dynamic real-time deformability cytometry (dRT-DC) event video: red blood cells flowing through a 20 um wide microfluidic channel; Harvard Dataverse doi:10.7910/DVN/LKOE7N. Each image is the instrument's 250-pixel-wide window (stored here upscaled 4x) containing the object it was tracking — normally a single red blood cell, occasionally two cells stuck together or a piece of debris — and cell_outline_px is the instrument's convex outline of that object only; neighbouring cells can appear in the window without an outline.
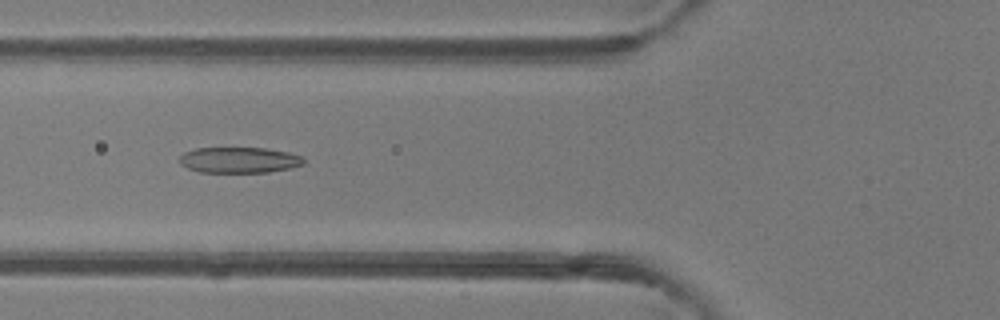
{"species": "common noctule bat (a hibernating species)", "species_latin": "Nyctalus noctula", "temperature_condition": "room temperature", "stored_images_in_passage": 36, "camera_frame_rate_fps": 3000, "um_per_image_px": 0.085, "animal": {"sex": "female"}, "frame": {"image": 1, "passage_image": 9, "time_ms": 2.667, "image_size_px": [1000, 320], "cell_outline_px": [[304, 164], [292, 168], [268, 172], [200, 172], [188, 168], [180, 164], [180, 156], [184, 152], [196, 148], [264, 148], [288, 152], [304, 156]], "centroid_in_image_um": [20.36, 13.6], "position_along_channel_um": 105.4, "area_um2": 18.73}}
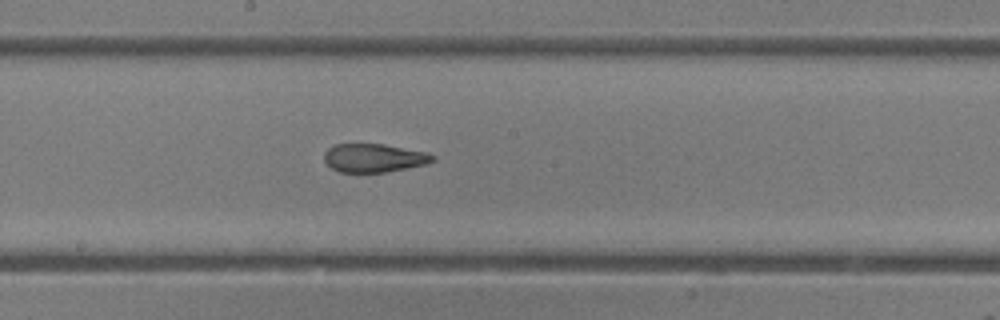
{"frame": {"image": 2, "passage_image": 17, "time_ms": 5.333, "image_size_px": [1000, 320], "cell_outline_px": [[436, 160], [428, 164], [384, 172], [340, 172], [332, 168], [324, 160], [324, 152], [328, 148], [336, 144], [384, 144], [428, 152], [436, 156]], "centroid_in_image_um": [31.83, 13.42], "position_along_channel_um": 216.4, "area_um2": 18.09}}
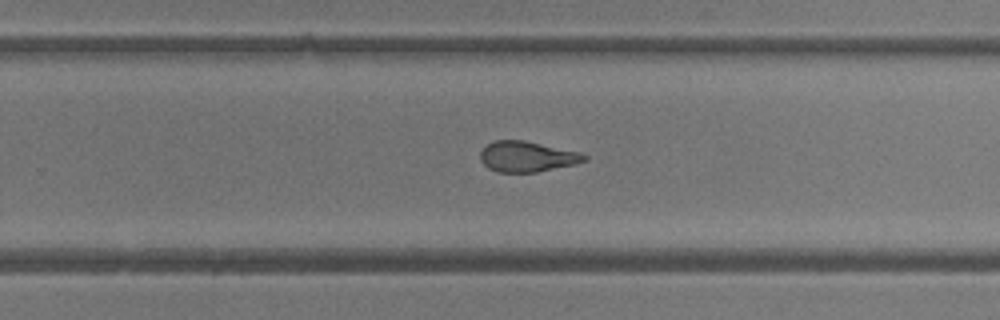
{"frame": {"image": 3, "passage_image": 22, "time_ms": 7.0, "image_size_px": [1000, 320], "cell_outline_px": [[588, 160], [572, 164], [536, 172], [496, 172], [488, 168], [480, 160], [480, 152], [488, 144], [496, 140], [524, 140], [580, 152], [588, 156]], "centroid_in_image_um": [44.78, 13.31], "position_along_channel_um": 285.0, "area_um2": 18.38}, "authors_computed_cell_mechanics": {"area_um2": 18.6983, "velocity_mm_per_s": 4.1389, "shape_relaxation_time_tau1_ms": 6.3169, "shape_relaxation_time_tau2_ms": 1.7964, "deformation_change_tau1": 0.2125, "deformation_change_tau2": 0.1042}}